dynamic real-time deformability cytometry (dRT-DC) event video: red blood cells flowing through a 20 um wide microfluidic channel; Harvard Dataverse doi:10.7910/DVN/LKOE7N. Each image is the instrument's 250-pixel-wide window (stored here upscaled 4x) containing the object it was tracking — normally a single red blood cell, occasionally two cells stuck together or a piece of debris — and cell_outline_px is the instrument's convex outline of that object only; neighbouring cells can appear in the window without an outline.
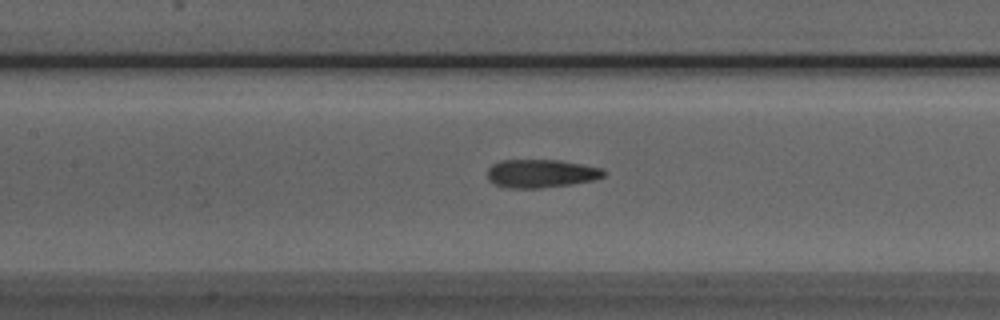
{"species": "Egyptian fruit bat (a non-hibernating species)", "species_latin": "Rousettus aegyptiacus", "temperature_condition": "room temperature", "stored_images_in_passage": 26, "camera_frame_rate_fps": 3000, "um_per_image_px": 0.085, "animal": {"sex": "male"}, "frame": {"image": 1, "passage_image": 8, "time_ms": 2.333, "image_size_px": [1000, 320], "cell_outline_px": [[604, 176], [596, 180], [572, 184], [540, 188], [508, 188], [492, 184], [488, 180], [488, 168], [492, 164], [500, 160], [560, 160], [604, 168]], "centroid_in_image_um": [45.98, 14.75], "position_along_channel_um": 161.4, "area_um2": 19.42}}
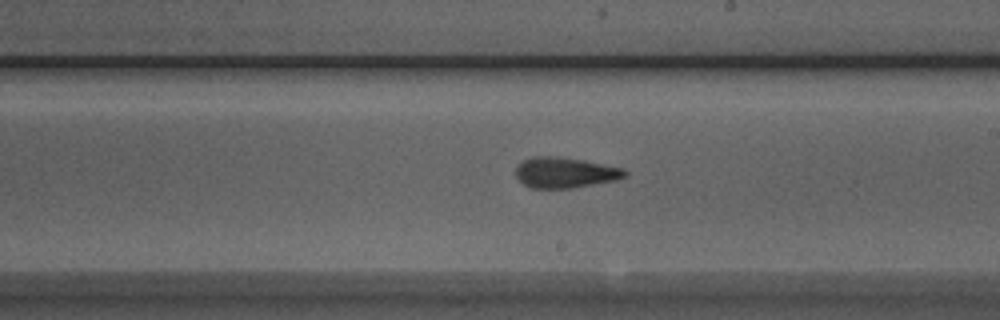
{"frame": {"image": 2, "passage_image": 14, "time_ms": 4.333, "image_size_px": [1000, 320], "cell_outline_px": [[628, 172], [624, 176], [616, 180], [572, 188], [532, 188], [524, 184], [516, 176], [516, 168], [524, 160], [532, 156], [552, 156], [584, 160], [624, 168]], "centroid_in_image_um": [48.04, 14.67], "position_along_channel_um": 241.0, "area_um2": 19.31}}
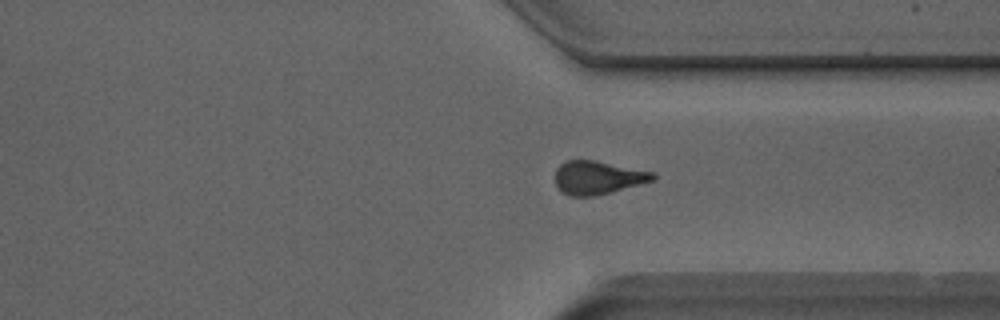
{"frame": {"image": 3, "passage_image": 23, "time_ms": 7.333, "image_size_px": [1000, 320], "cell_outline_px": [[656, 176], [652, 180], [612, 192], [596, 196], [572, 196], [564, 192], [556, 184], [556, 168], [564, 160], [596, 160], [656, 172]], "centroid_in_image_um": [50.82, 15.07], "position_along_channel_um": 360.6, "area_um2": 18.96}}